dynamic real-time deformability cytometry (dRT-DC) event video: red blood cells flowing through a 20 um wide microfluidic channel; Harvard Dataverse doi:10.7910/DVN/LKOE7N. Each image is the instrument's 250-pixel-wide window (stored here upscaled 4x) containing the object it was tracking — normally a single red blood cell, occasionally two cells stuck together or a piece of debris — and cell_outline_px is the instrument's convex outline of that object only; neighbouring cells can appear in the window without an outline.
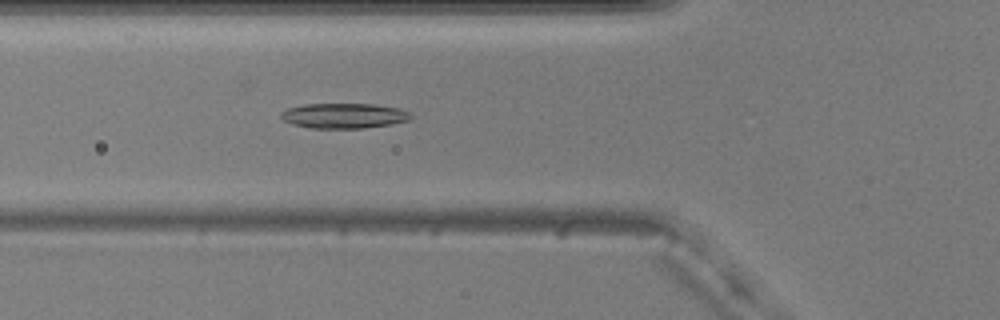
{"species": "common noctule bat (a hibernating species)", "species_latin": "Nyctalus noctula", "temperature_condition": "warm", "stored_images_in_passage": 44, "camera_frame_rate_fps": 3000, "um_per_image_px": 0.085, "animal": {"sex": "male", "body_mass_g": 20.5, "forearm_length_mm": 52.5}, "frame": {"image": 1, "passage_image": 19, "time_ms": 6.0, "image_size_px": [1000, 320], "cell_outline_px": [[412, 120], [392, 124], [364, 128], [312, 128], [292, 124], [284, 120], [280, 116], [280, 112], [288, 108], [304, 104], [372, 104], [400, 108], [408, 112], [412, 116]], "centroid_in_image_um": [29.25, 9.84], "position_along_channel_um": 96.5, "area_um2": 19.07}}
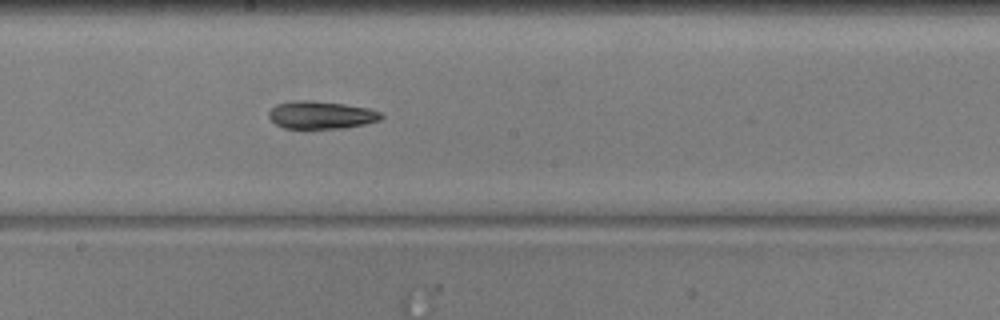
{"frame": {"image": 2, "passage_image": 29, "time_ms": 9.333, "image_size_px": [1000, 320], "cell_outline_px": [[384, 116], [380, 120], [364, 124], [344, 128], [284, 128], [276, 124], [268, 116], [268, 112], [276, 104], [292, 100], [312, 100], [344, 104], [368, 108], [384, 112]], "centroid_in_image_um": [27.31, 9.76], "position_along_channel_um": 220.9, "area_um2": 18.26}}
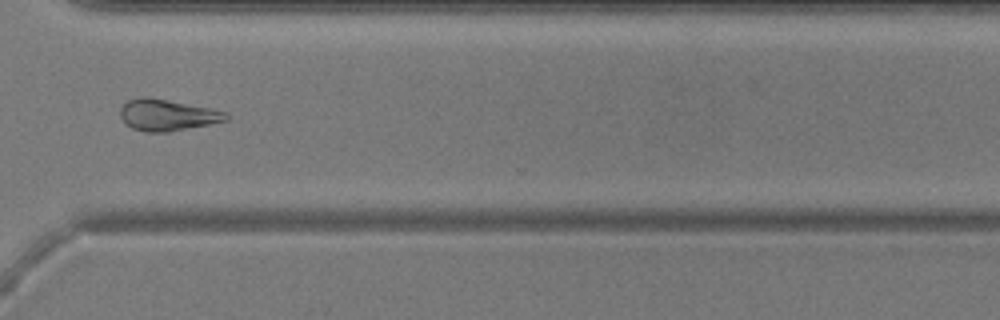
{"frame": {"image": 3, "passage_image": 40, "time_ms": 13.0, "image_size_px": [1000, 320], "cell_outline_px": [[228, 120], [168, 132], [144, 132], [132, 128], [120, 116], [120, 108], [128, 100], [140, 96], [144, 96], [168, 100], [212, 108], [228, 112]], "centroid_in_image_um": [14.22, 9.77], "position_along_channel_um": 356.4, "area_um2": 19.31}}